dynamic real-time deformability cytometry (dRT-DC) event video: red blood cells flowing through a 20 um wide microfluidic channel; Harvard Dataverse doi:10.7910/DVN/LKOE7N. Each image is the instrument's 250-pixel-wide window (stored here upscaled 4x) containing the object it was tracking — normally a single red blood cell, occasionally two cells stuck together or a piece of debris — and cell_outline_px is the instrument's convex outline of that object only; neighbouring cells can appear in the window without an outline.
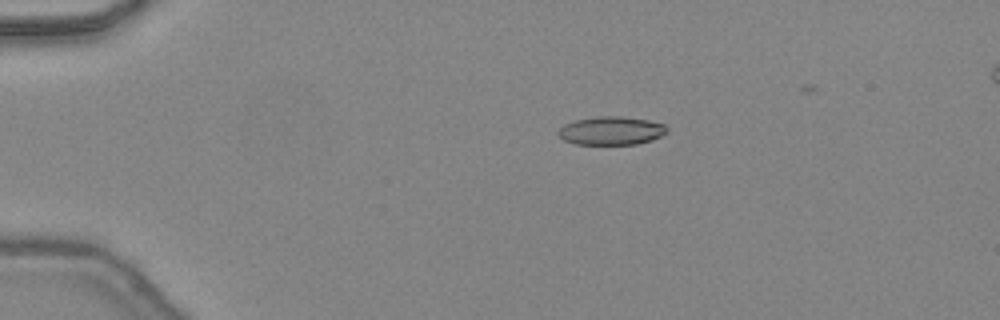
{"species": "common noctule bat (a hibernating species)", "species_latin": "Nyctalus noctula", "temperature_condition": "warm", "stored_images_in_passage": 48, "camera_frame_rate_fps": 3000, "um_per_image_px": 0.085, "animal": {"sex": "female", "body_mass_g": 24.6, "forearm_length_mm": 56.2}, "frame": {"image": 1, "passage_image": 11, "time_ms": 3.333, "image_size_px": [1000, 320], "cell_outline_px": [[668, 132], [652, 140], [636, 144], [576, 144], [564, 140], [556, 132], [564, 124], [576, 120], [596, 116], [620, 116], [648, 120], [664, 124], [668, 128]], "centroid_in_image_um": [51.96, 11.1], "position_along_channel_um": 33.0, "area_um2": 17.98}}
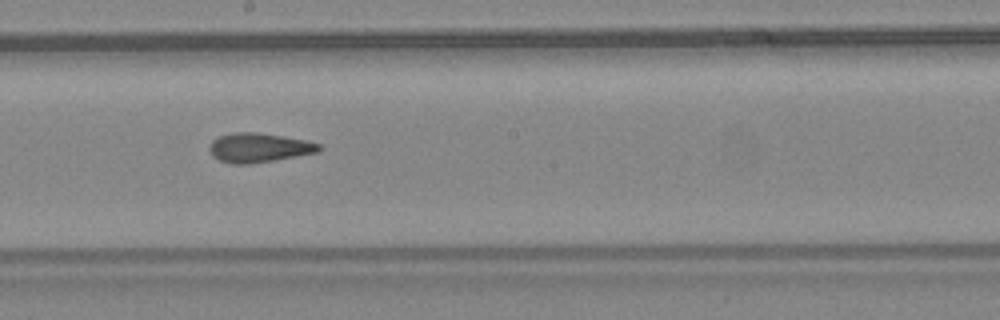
{"frame": {"image": 2, "passage_image": 28, "time_ms": 9.0, "image_size_px": [1000, 320], "cell_outline_px": [[324, 148], [320, 152], [248, 164], [232, 164], [220, 160], [212, 156], [208, 148], [212, 140], [220, 136], [232, 132], [256, 132], [284, 136], [304, 140], [320, 144]], "centroid_in_image_um": [22.01, 12.55], "position_along_channel_um": 226.2, "area_um2": 18.73}}
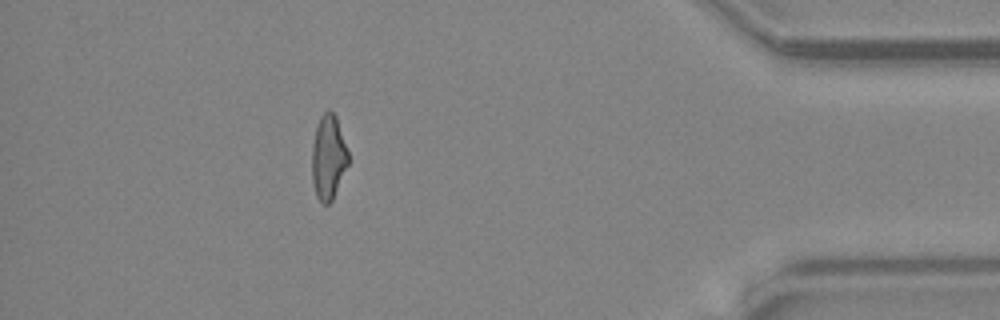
{"frame": {"image": 3, "passage_image": 43, "time_ms": 14.0, "image_size_px": [1000, 320], "cell_outline_px": [[348, 164], [332, 200], [328, 204], [324, 204], [316, 196], [312, 180], [312, 144], [316, 124], [320, 116], [328, 108], [336, 116], [348, 152]], "centroid_in_image_um": [27.89, 13.34], "position_along_channel_um": 407.3, "area_um2": 17.86}, "authors_computed_cell_mechanics": {"area_um2": 18.4382, "velocity_mm_per_s": 4.4975, "shape_relaxation_time_tau1_ms": null, "shape_relaxation_time_tau2_ms": 1.0971, "deformation_change_tau1": null, "deformation_change_tau2": 0.0953}}